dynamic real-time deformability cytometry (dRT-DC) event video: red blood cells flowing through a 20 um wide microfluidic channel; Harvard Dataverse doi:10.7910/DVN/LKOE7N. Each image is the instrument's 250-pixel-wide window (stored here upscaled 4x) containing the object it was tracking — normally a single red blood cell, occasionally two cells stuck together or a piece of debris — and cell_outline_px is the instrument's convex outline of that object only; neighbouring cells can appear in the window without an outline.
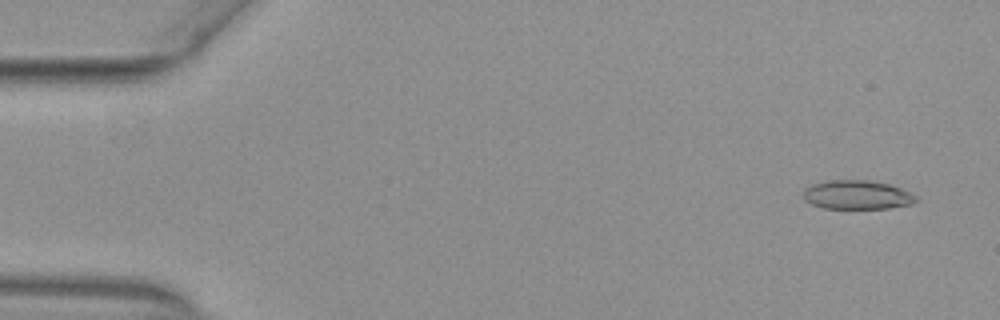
{"species": "common noctule bat (a hibernating species)", "species_latin": "Nyctalus noctula", "temperature_condition": "warm", "stored_images_in_passage": 51, "camera_frame_rate_fps": 3000, "um_per_image_px": 0.085, "animal": {"sex": "female", "body_mass_g": 29.2, "forearm_length_mm": 56.3}, "frame": {"image": 1, "passage_image": 2, "time_ms": 0.333, "image_size_px": [1000, 320], "cell_outline_px": [[920, 200], [912, 204], [888, 208], [824, 208], [812, 204], [804, 200], [804, 188], [812, 184], [828, 180], [868, 180], [888, 184], [912, 192]], "centroid_in_image_um": [72.87, 16.56], "position_along_channel_um": 12.1, "area_um2": 19.07}}
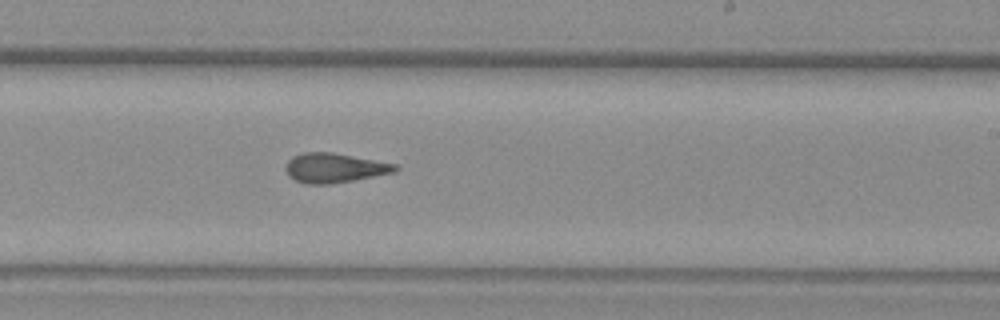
{"frame": {"image": 2, "passage_image": 31, "time_ms": 10.0, "image_size_px": [1000, 320], "cell_outline_px": [[400, 168], [396, 172], [352, 180], [328, 184], [304, 184], [288, 176], [284, 168], [288, 160], [292, 156], [304, 152], [332, 152], [396, 164]], "centroid_in_image_um": [28.4, 14.27], "position_along_channel_um": 260.6, "area_um2": 18.84}}
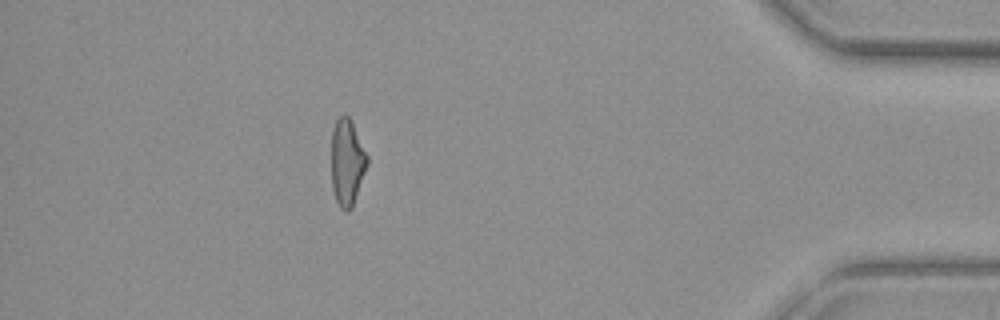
{"frame": {"image": 3, "passage_image": 46, "time_ms": 15.0, "image_size_px": [1000, 320], "cell_outline_px": [[368, 164], [352, 208], [348, 212], [344, 212], [340, 208], [336, 200], [332, 188], [332, 128], [336, 120], [344, 112], [348, 116], [368, 156]], "centroid_in_image_um": [29.5, 13.83], "position_along_channel_um": 405.7, "area_um2": 18.03}, "authors_computed_cell_mechanics": {"area_um2": 18.9006, "velocity_mm_per_s": 3.9224, "shape_relaxation_time_tau1_ms": null, "shape_relaxation_time_tau2_ms": 2.4813, "deformation_change_tau1": null, "deformation_change_tau2": 0.123}}